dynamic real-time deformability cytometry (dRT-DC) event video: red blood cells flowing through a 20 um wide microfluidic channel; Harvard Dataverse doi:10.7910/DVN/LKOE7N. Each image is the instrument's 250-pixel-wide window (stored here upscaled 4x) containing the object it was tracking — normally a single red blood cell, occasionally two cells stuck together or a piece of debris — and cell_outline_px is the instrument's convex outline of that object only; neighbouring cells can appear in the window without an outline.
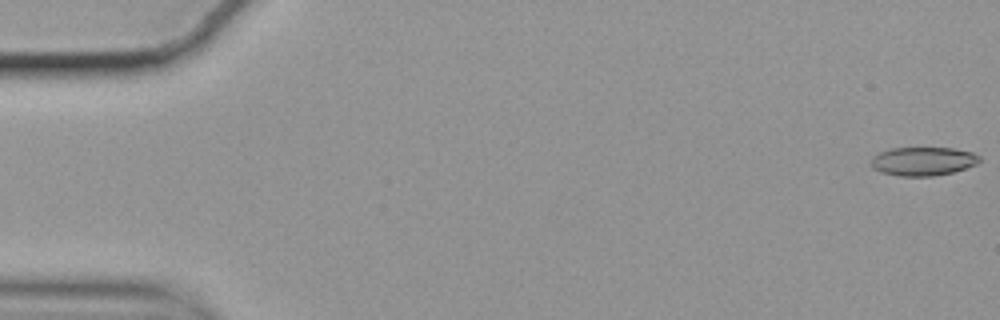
{"species": "common noctule bat (a hibernating species)", "species_latin": "Nyctalus noctula", "temperature_condition": "cold", "stored_images_in_passage": 57, "camera_frame_rate_fps": 3000, "um_per_image_px": 0.085, "animal": {"sex": "female", "body_mass_g": 19.9}, "frame": {"image": 1, "passage_image": 1, "time_ms": 0.0, "image_size_px": [1000, 320], "cell_outline_px": [[980, 160], [976, 164], [952, 172], [932, 176], [900, 176], [880, 172], [872, 168], [868, 164], [872, 156], [888, 148], [956, 148], [972, 152], [980, 156]], "centroid_in_image_um": [78.4, 13.7], "position_along_channel_um": 6.6, "area_um2": 18.26}}
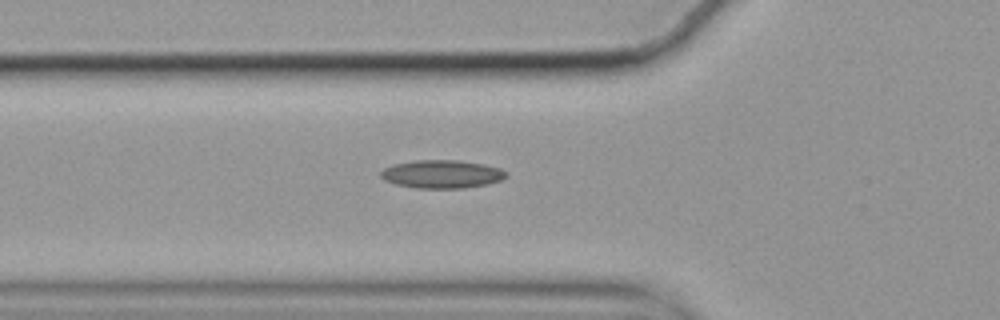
{"frame": {"image": 2, "passage_image": 20, "time_ms": 6.333, "image_size_px": [1000, 320], "cell_outline_px": [[508, 176], [500, 180], [488, 184], [464, 188], [416, 188], [396, 184], [384, 180], [380, 176], [380, 172], [384, 168], [392, 164], [416, 160], [460, 160], [484, 164], [500, 168], [508, 172]], "centroid_in_image_um": [37.57, 14.79], "position_along_channel_um": 88.2, "area_um2": 20.75}}
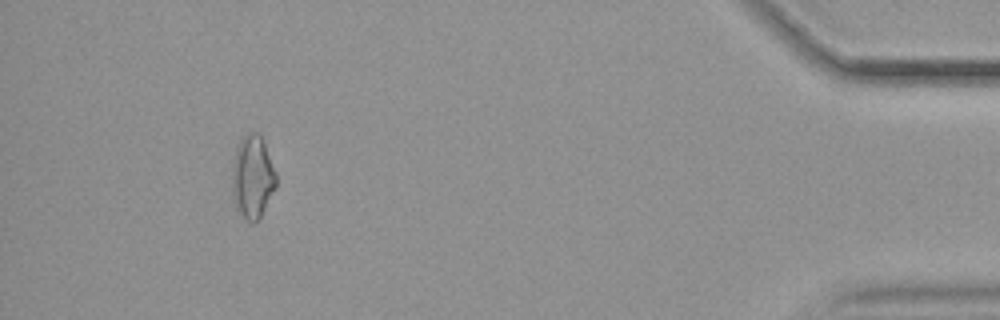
{"frame": {"image": 3, "passage_image": 53, "time_ms": 17.333, "image_size_px": [1000, 320], "cell_outline_px": [[276, 188], [260, 216], [252, 224], [236, 208], [232, 192], [232, 168], [236, 148], [240, 140], [248, 132], [260, 132], [264, 140], [276, 172]], "centroid_in_image_um": [21.48, 14.99], "position_along_channel_um": 413.7, "area_um2": 21.33}}